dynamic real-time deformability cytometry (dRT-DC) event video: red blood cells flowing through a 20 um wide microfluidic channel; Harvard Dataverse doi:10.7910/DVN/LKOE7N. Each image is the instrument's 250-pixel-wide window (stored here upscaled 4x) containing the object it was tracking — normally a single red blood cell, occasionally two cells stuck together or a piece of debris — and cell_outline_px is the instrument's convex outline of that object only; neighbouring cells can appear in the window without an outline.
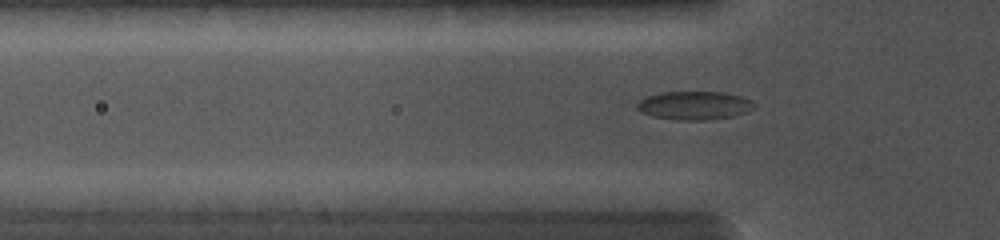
{"species": "common noctule bat (a hibernating species)", "species_latin": "Nyctalus noctula", "temperature_condition": "cold", "stored_images_in_passage": 51, "camera_frame_rate_fps": 5000, "um_per_image_px": 0.085, "animal": {"sex": "female", "body_mass_g": 19.0, "forearm_length_mm": 56.7}, "frame": {"image": 1, "passage_image": 8, "time_ms": 1.6, "image_size_px": [1000, 240], "cell_outline_px": [[756, 108], [748, 112], [732, 116], [712, 120], [680, 120], [652, 116], [636, 108], [636, 104], [640, 100], [648, 96], [664, 92], [724, 92], [740, 96], [752, 100], [756, 104]], "centroid_in_image_um": [59.09, 8.97], "position_along_channel_um": 66.7, "area_um2": 19.48}}
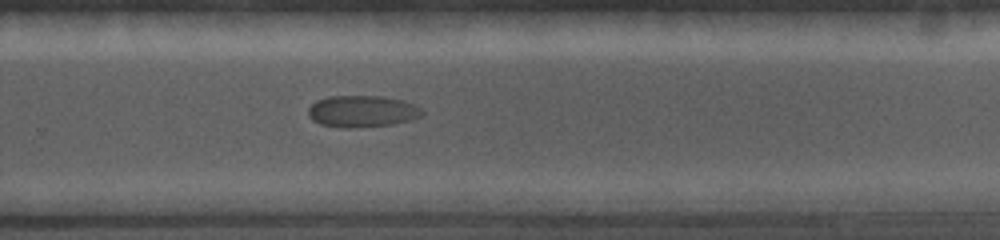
{"frame": {"image": 2, "passage_image": 31, "time_ms": 7.2, "image_size_px": [1000, 240], "cell_outline_px": [[424, 112], [420, 116], [408, 120], [392, 124], [352, 128], [344, 128], [320, 124], [312, 120], [308, 116], [308, 108], [316, 100], [328, 96], [384, 96], [404, 100], [420, 108]], "centroid_in_image_um": [30.74, 9.45], "position_along_channel_um": 299.1, "area_um2": 21.04}}
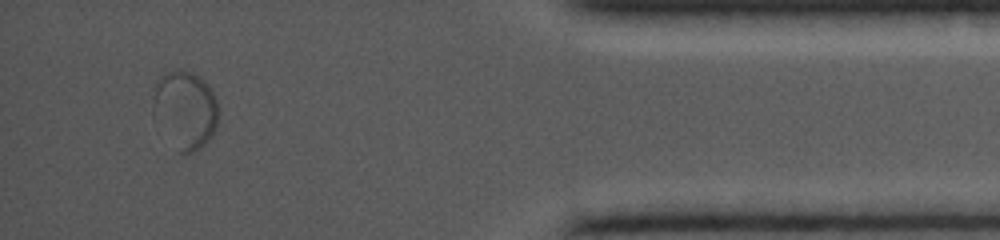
{"frame": {"image": 3, "passage_image": 47, "time_ms": 11.0, "image_size_px": [1000, 240], "cell_outline_px": [[216, 128], [212, 136], [200, 148], [184, 156], [180, 152], [152, 116], [152, 104], [156, 84], [160, 76], [168, 72], [180, 68], [192, 72], [200, 76], [212, 88], [216, 100]], "centroid_in_image_um": [15.72, 9.3], "position_along_channel_um": 419.5, "area_um2": 29.71}}